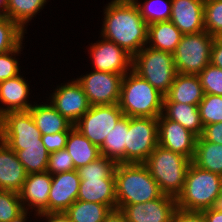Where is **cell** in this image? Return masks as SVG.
I'll use <instances>...</instances> for the list:
<instances>
[{"mask_svg": "<svg viewBox=\"0 0 222 222\" xmlns=\"http://www.w3.org/2000/svg\"><path fill=\"white\" fill-rule=\"evenodd\" d=\"M24 30L6 15H0V54L17 48L24 39Z\"/></svg>", "mask_w": 222, "mask_h": 222, "instance_id": "32", "label": "cell"}, {"mask_svg": "<svg viewBox=\"0 0 222 222\" xmlns=\"http://www.w3.org/2000/svg\"><path fill=\"white\" fill-rule=\"evenodd\" d=\"M16 154L27 174L47 171L50 153L44 145L22 146Z\"/></svg>", "mask_w": 222, "mask_h": 222, "instance_id": "31", "label": "cell"}, {"mask_svg": "<svg viewBox=\"0 0 222 222\" xmlns=\"http://www.w3.org/2000/svg\"><path fill=\"white\" fill-rule=\"evenodd\" d=\"M201 136L206 141L222 145V122L204 126Z\"/></svg>", "mask_w": 222, "mask_h": 222, "instance_id": "42", "label": "cell"}, {"mask_svg": "<svg viewBox=\"0 0 222 222\" xmlns=\"http://www.w3.org/2000/svg\"><path fill=\"white\" fill-rule=\"evenodd\" d=\"M204 27L210 35H222V0L204 1Z\"/></svg>", "mask_w": 222, "mask_h": 222, "instance_id": "35", "label": "cell"}, {"mask_svg": "<svg viewBox=\"0 0 222 222\" xmlns=\"http://www.w3.org/2000/svg\"><path fill=\"white\" fill-rule=\"evenodd\" d=\"M132 71L164 96L177 75L173 54L147 45L132 57Z\"/></svg>", "mask_w": 222, "mask_h": 222, "instance_id": "7", "label": "cell"}, {"mask_svg": "<svg viewBox=\"0 0 222 222\" xmlns=\"http://www.w3.org/2000/svg\"><path fill=\"white\" fill-rule=\"evenodd\" d=\"M206 222H222V206L217 205L215 207L202 211Z\"/></svg>", "mask_w": 222, "mask_h": 222, "instance_id": "44", "label": "cell"}, {"mask_svg": "<svg viewBox=\"0 0 222 222\" xmlns=\"http://www.w3.org/2000/svg\"><path fill=\"white\" fill-rule=\"evenodd\" d=\"M114 175L117 209L152 201L163 194L143 163H117Z\"/></svg>", "mask_w": 222, "mask_h": 222, "instance_id": "3", "label": "cell"}, {"mask_svg": "<svg viewBox=\"0 0 222 222\" xmlns=\"http://www.w3.org/2000/svg\"><path fill=\"white\" fill-rule=\"evenodd\" d=\"M203 98L204 91L198 75L177 73L164 102L198 105Z\"/></svg>", "mask_w": 222, "mask_h": 222, "instance_id": "22", "label": "cell"}, {"mask_svg": "<svg viewBox=\"0 0 222 222\" xmlns=\"http://www.w3.org/2000/svg\"><path fill=\"white\" fill-rule=\"evenodd\" d=\"M89 50L96 71L125 75L132 70V56L112 41L103 38Z\"/></svg>", "mask_w": 222, "mask_h": 222, "instance_id": "13", "label": "cell"}, {"mask_svg": "<svg viewBox=\"0 0 222 222\" xmlns=\"http://www.w3.org/2000/svg\"><path fill=\"white\" fill-rule=\"evenodd\" d=\"M123 116L118 104L90 106L74 127L100 148L105 137Z\"/></svg>", "mask_w": 222, "mask_h": 222, "instance_id": "11", "label": "cell"}, {"mask_svg": "<svg viewBox=\"0 0 222 222\" xmlns=\"http://www.w3.org/2000/svg\"><path fill=\"white\" fill-rule=\"evenodd\" d=\"M221 175L200 169L192 162L182 191L176 197L177 208L202 212L219 205Z\"/></svg>", "mask_w": 222, "mask_h": 222, "instance_id": "5", "label": "cell"}, {"mask_svg": "<svg viewBox=\"0 0 222 222\" xmlns=\"http://www.w3.org/2000/svg\"><path fill=\"white\" fill-rule=\"evenodd\" d=\"M23 211L19 193L0 189V222H10Z\"/></svg>", "mask_w": 222, "mask_h": 222, "instance_id": "36", "label": "cell"}, {"mask_svg": "<svg viewBox=\"0 0 222 222\" xmlns=\"http://www.w3.org/2000/svg\"><path fill=\"white\" fill-rule=\"evenodd\" d=\"M80 182L77 170L52 175L49 212H65L77 200Z\"/></svg>", "mask_w": 222, "mask_h": 222, "instance_id": "18", "label": "cell"}, {"mask_svg": "<svg viewBox=\"0 0 222 222\" xmlns=\"http://www.w3.org/2000/svg\"><path fill=\"white\" fill-rule=\"evenodd\" d=\"M8 0H0V15H6Z\"/></svg>", "mask_w": 222, "mask_h": 222, "instance_id": "48", "label": "cell"}, {"mask_svg": "<svg viewBox=\"0 0 222 222\" xmlns=\"http://www.w3.org/2000/svg\"><path fill=\"white\" fill-rule=\"evenodd\" d=\"M101 37L114 42L132 57L148 41V24L134 0H111L104 9Z\"/></svg>", "mask_w": 222, "mask_h": 222, "instance_id": "1", "label": "cell"}, {"mask_svg": "<svg viewBox=\"0 0 222 222\" xmlns=\"http://www.w3.org/2000/svg\"><path fill=\"white\" fill-rule=\"evenodd\" d=\"M164 97L131 70L123 77L118 105L124 116L158 118L163 112Z\"/></svg>", "mask_w": 222, "mask_h": 222, "instance_id": "4", "label": "cell"}, {"mask_svg": "<svg viewBox=\"0 0 222 222\" xmlns=\"http://www.w3.org/2000/svg\"><path fill=\"white\" fill-rule=\"evenodd\" d=\"M215 36L206 30L196 34H183L173 53L177 73L198 75L211 63V47Z\"/></svg>", "mask_w": 222, "mask_h": 222, "instance_id": "8", "label": "cell"}, {"mask_svg": "<svg viewBox=\"0 0 222 222\" xmlns=\"http://www.w3.org/2000/svg\"><path fill=\"white\" fill-rule=\"evenodd\" d=\"M198 109L203 126L222 122V96L204 94Z\"/></svg>", "mask_w": 222, "mask_h": 222, "instance_id": "34", "label": "cell"}, {"mask_svg": "<svg viewBox=\"0 0 222 222\" xmlns=\"http://www.w3.org/2000/svg\"><path fill=\"white\" fill-rule=\"evenodd\" d=\"M211 64L222 69V39L215 37L211 47Z\"/></svg>", "mask_w": 222, "mask_h": 222, "instance_id": "43", "label": "cell"}, {"mask_svg": "<svg viewBox=\"0 0 222 222\" xmlns=\"http://www.w3.org/2000/svg\"><path fill=\"white\" fill-rule=\"evenodd\" d=\"M51 183L52 175L48 171L27 174L19 192L22 208L26 211L32 208L36 215L49 213Z\"/></svg>", "mask_w": 222, "mask_h": 222, "instance_id": "17", "label": "cell"}, {"mask_svg": "<svg viewBox=\"0 0 222 222\" xmlns=\"http://www.w3.org/2000/svg\"><path fill=\"white\" fill-rule=\"evenodd\" d=\"M41 136L29 110L11 111L0 117V139L15 152L22 146H42Z\"/></svg>", "mask_w": 222, "mask_h": 222, "instance_id": "10", "label": "cell"}, {"mask_svg": "<svg viewBox=\"0 0 222 222\" xmlns=\"http://www.w3.org/2000/svg\"><path fill=\"white\" fill-rule=\"evenodd\" d=\"M65 148L72 157L75 170L101 156L100 148L83 136L74 126L69 131Z\"/></svg>", "mask_w": 222, "mask_h": 222, "instance_id": "26", "label": "cell"}, {"mask_svg": "<svg viewBox=\"0 0 222 222\" xmlns=\"http://www.w3.org/2000/svg\"><path fill=\"white\" fill-rule=\"evenodd\" d=\"M26 176L16 152L0 139V189L19 193Z\"/></svg>", "mask_w": 222, "mask_h": 222, "instance_id": "20", "label": "cell"}, {"mask_svg": "<svg viewBox=\"0 0 222 222\" xmlns=\"http://www.w3.org/2000/svg\"><path fill=\"white\" fill-rule=\"evenodd\" d=\"M103 222H126V220L120 209H114L105 217Z\"/></svg>", "mask_w": 222, "mask_h": 222, "instance_id": "46", "label": "cell"}, {"mask_svg": "<svg viewBox=\"0 0 222 222\" xmlns=\"http://www.w3.org/2000/svg\"><path fill=\"white\" fill-rule=\"evenodd\" d=\"M45 217L47 222H72L65 212H49L38 215V217Z\"/></svg>", "mask_w": 222, "mask_h": 222, "instance_id": "45", "label": "cell"}, {"mask_svg": "<svg viewBox=\"0 0 222 222\" xmlns=\"http://www.w3.org/2000/svg\"><path fill=\"white\" fill-rule=\"evenodd\" d=\"M197 136L180 123L167 119L163 114L158 117V144L168 150L193 160Z\"/></svg>", "mask_w": 222, "mask_h": 222, "instance_id": "16", "label": "cell"}, {"mask_svg": "<svg viewBox=\"0 0 222 222\" xmlns=\"http://www.w3.org/2000/svg\"><path fill=\"white\" fill-rule=\"evenodd\" d=\"M192 163L200 169L222 176V145L197 137Z\"/></svg>", "mask_w": 222, "mask_h": 222, "instance_id": "28", "label": "cell"}, {"mask_svg": "<svg viewBox=\"0 0 222 222\" xmlns=\"http://www.w3.org/2000/svg\"><path fill=\"white\" fill-rule=\"evenodd\" d=\"M171 222H206L203 212L186 211L177 208Z\"/></svg>", "mask_w": 222, "mask_h": 222, "instance_id": "41", "label": "cell"}, {"mask_svg": "<svg viewBox=\"0 0 222 222\" xmlns=\"http://www.w3.org/2000/svg\"><path fill=\"white\" fill-rule=\"evenodd\" d=\"M124 75L93 71L77 78L90 106L118 104Z\"/></svg>", "mask_w": 222, "mask_h": 222, "instance_id": "12", "label": "cell"}, {"mask_svg": "<svg viewBox=\"0 0 222 222\" xmlns=\"http://www.w3.org/2000/svg\"><path fill=\"white\" fill-rule=\"evenodd\" d=\"M68 134L69 132L44 134L41 136V142L49 153H53L65 149Z\"/></svg>", "mask_w": 222, "mask_h": 222, "instance_id": "40", "label": "cell"}, {"mask_svg": "<svg viewBox=\"0 0 222 222\" xmlns=\"http://www.w3.org/2000/svg\"><path fill=\"white\" fill-rule=\"evenodd\" d=\"M117 163L103 155L77 170L80 187L77 200L117 209L115 168Z\"/></svg>", "mask_w": 222, "mask_h": 222, "instance_id": "2", "label": "cell"}, {"mask_svg": "<svg viewBox=\"0 0 222 222\" xmlns=\"http://www.w3.org/2000/svg\"><path fill=\"white\" fill-rule=\"evenodd\" d=\"M158 145V118L129 117L125 163H144Z\"/></svg>", "mask_w": 222, "mask_h": 222, "instance_id": "9", "label": "cell"}, {"mask_svg": "<svg viewBox=\"0 0 222 222\" xmlns=\"http://www.w3.org/2000/svg\"><path fill=\"white\" fill-rule=\"evenodd\" d=\"M47 0H8L6 16L24 31L25 25L40 12Z\"/></svg>", "mask_w": 222, "mask_h": 222, "instance_id": "30", "label": "cell"}, {"mask_svg": "<svg viewBox=\"0 0 222 222\" xmlns=\"http://www.w3.org/2000/svg\"><path fill=\"white\" fill-rule=\"evenodd\" d=\"M219 205L222 206V176H221L220 193H219Z\"/></svg>", "mask_w": 222, "mask_h": 222, "instance_id": "49", "label": "cell"}, {"mask_svg": "<svg viewBox=\"0 0 222 222\" xmlns=\"http://www.w3.org/2000/svg\"><path fill=\"white\" fill-rule=\"evenodd\" d=\"M28 211L24 210L20 215H18L16 218H14L10 222H26L28 218L27 217Z\"/></svg>", "mask_w": 222, "mask_h": 222, "instance_id": "47", "label": "cell"}, {"mask_svg": "<svg viewBox=\"0 0 222 222\" xmlns=\"http://www.w3.org/2000/svg\"><path fill=\"white\" fill-rule=\"evenodd\" d=\"M29 111L41 135L69 132L74 126L69 120L62 116L51 103H44V105L34 104Z\"/></svg>", "mask_w": 222, "mask_h": 222, "instance_id": "23", "label": "cell"}, {"mask_svg": "<svg viewBox=\"0 0 222 222\" xmlns=\"http://www.w3.org/2000/svg\"><path fill=\"white\" fill-rule=\"evenodd\" d=\"M134 1L148 25L155 22L170 21L172 0H146L143 4L138 3V0Z\"/></svg>", "mask_w": 222, "mask_h": 222, "instance_id": "33", "label": "cell"}, {"mask_svg": "<svg viewBox=\"0 0 222 222\" xmlns=\"http://www.w3.org/2000/svg\"><path fill=\"white\" fill-rule=\"evenodd\" d=\"M205 0H172L170 21L183 34H196L205 30Z\"/></svg>", "mask_w": 222, "mask_h": 222, "instance_id": "19", "label": "cell"}, {"mask_svg": "<svg viewBox=\"0 0 222 222\" xmlns=\"http://www.w3.org/2000/svg\"><path fill=\"white\" fill-rule=\"evenodd\" d=\"M72 170H75L74 163L66 148L49 154L47 171L51 175Z\"/></svg>", "mask_w": 222, "mask_h": 222, "instance_id": "39", "label": "cell"}, {"mask_svg": "<svg viewBox=\"0 0 222 222\" xmlns=\"http://www.w3.org/2000/svg\"><path fill=\"white\" fill-rule=\"evenodd\" d=\"M29 85L19 74L0 83V117L11 111H27L32 104L28 102ZM5 106V108H4Z\"/></svg>", "mask_w": 222, "mask_h": 222, "instance_id": "21", "label": "cell"}, {"mask_svg": "<svg viewBox=\"0 0 222 222\" xmlns=\"http://www.w3.org/2000/svg\"><path fill=\"white\" fill-rule=\"evenodd\" d=\"M182 36L183 33L171 21L155 22L148 25L147 46L173 54Z\"/></svg>", "mask_w": 222, "mask_h": 222, "instance_id": "25", "label": "cell"}, {"mask_svg": "<svg viewBox=\"0 0 222 222\" xmlns=\"http://www.w3.org/2000/svg\"><path fill=\"white\" fill-rule=\"evenodd\" d=\"M198 78L203 87L204 94L222 96V69L207 65L199 74Z\"/></svg>", "mask_w": 222, "mask_h": 222, "instance_id": "37", "label": "cell"}, {"mask_svg": "<svg viewBox=\"0 0 222 222\" xmlns=\"http://www.w3.org/2000/svg\"><path fill=\"white\" fill-rule=\"evenodd\" d=\"M176 209V198L167 194L152 201L120 208L126 222H171Z\"/></svg>", "mask_w": 222, "mask_h": 222, "instance_id": "15", "label": "cell"}, {"mask_svg": "<svg viewBox=\"0 0 222 222\" xmlns=\"http://www.w3.org/2000/svg\"><path fill=\"white\" fill-rule=\"evenodd\" d=\"M191 160L159 144L143 163L163 194L177 197L182 191Z\"/></svg>", "mask_w": 222, "mask_h": 222, "instance_id": "6", "label": "cell"}, {"mask_svg": "<svg viewBox=\"0 0 222 222\" xmlns=\"http://www.w3.org/2000/svg\"><path fill=\"white\" fill-rule=\"evenodd\" d=\"M50 95V103L73 125L90 108L87 96L77 80L57 86L54 93Z\"/></svg>", "mask_w": 222, "mask_h": 222, "instance_id": "14", "label": "cell"}, {"mask_svg": "<svg viewBox=\"0 0 222 222\" xmlns=\"http://www.w3.org/2000/svg\"><path fill=\"white\" fill-rule=\"evenodd\" d=\"M162 114L167 119L180 123L197 137H200L203 133L204 126L201 121L198 105L164 102Z\"/></svg>", "mask_w": 222, "mask_h": 222, "instance_id": "24", "label": "cell"}, {"mask_svg": "<svg viewBox=\"0 0 222 222\" xmlns=\"http://www.w3.org/2000/svg\"><path fill=\"white\" fill-rule=\"evenodd\" d=\"M129 127V117L123 116L111 129L100 147L101 155L116 163H125V143Z\"/></svg>", "mask_w": 222, "mask_h": 222, "instance_id": "27", "label": "cell"}, {"mask_svg": "<svg viewBox=\"0 0 222 222\" xmlns=\"http://www.w3.org/2000/svg\"><path fill=\"white\" fill-rule=\"evenodd\" d=\"M22 49L21 43L17 48L0 54V83L19 75V62L13 56L18 55Z\"/></svg>", "mask_w": 222, "mask_h": 222, "instance_id": "38", "label": "cell"}, {"mask_svg": "<svg viewBox=\"0 0 222 222\" xmlns=\"http://www.w3.org/2000/svg\"><path fill=\"white\" fill-rule=\"evenodd\" d=\"M111 210L108 205L76 200L65 213L72 222H103Z\"/></svg>", "mask_w": 222, "mask_h": 222, "instance_id": "29", "label": "cell"}]
</instances>
